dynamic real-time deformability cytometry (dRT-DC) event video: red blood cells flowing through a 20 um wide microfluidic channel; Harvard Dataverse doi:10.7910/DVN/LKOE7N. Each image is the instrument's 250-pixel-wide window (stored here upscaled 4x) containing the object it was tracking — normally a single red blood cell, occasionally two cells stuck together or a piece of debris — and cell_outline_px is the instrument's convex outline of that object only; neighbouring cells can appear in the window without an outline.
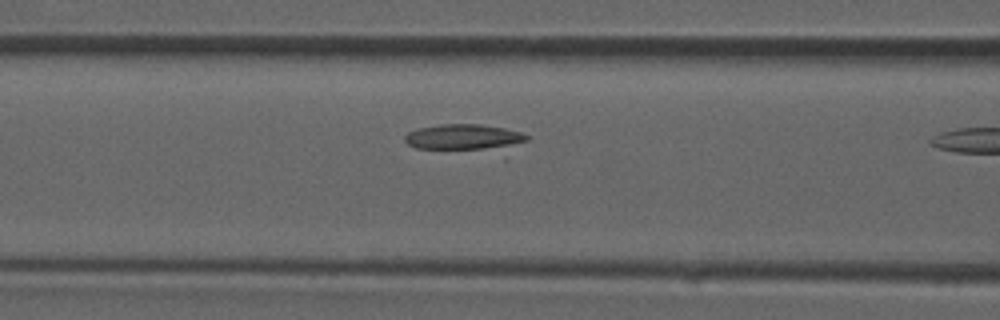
{"species": "common noctule bat (a hibernating species)", "species_latin": "Nyctalus noctula", "temperature_condition": "room temperature", "stored_images_in_passage": 10, "camera_frame_rate_fps": 3000, "um_per_image_px": 0.085, "animal": {"sex": "male", "forearm_length_mm": 52.5}, "frame": {"image": 1, "passage_image": 9, "time_ms": 2.667, "image_size_px": [1000, 320], "cell_outline_px": [[528, 140], [500, 148], [416, 148], [408, 144], [404, 140], [404, 136], [408, 132], [416, 128], [440, 124], [480, 124], [504, 128], [520, 132], [528, 136]], "centroid_in_image_um": [39.36, 11.62], "position_along_channel_um": 127.2, "area_um2": 17.8}}